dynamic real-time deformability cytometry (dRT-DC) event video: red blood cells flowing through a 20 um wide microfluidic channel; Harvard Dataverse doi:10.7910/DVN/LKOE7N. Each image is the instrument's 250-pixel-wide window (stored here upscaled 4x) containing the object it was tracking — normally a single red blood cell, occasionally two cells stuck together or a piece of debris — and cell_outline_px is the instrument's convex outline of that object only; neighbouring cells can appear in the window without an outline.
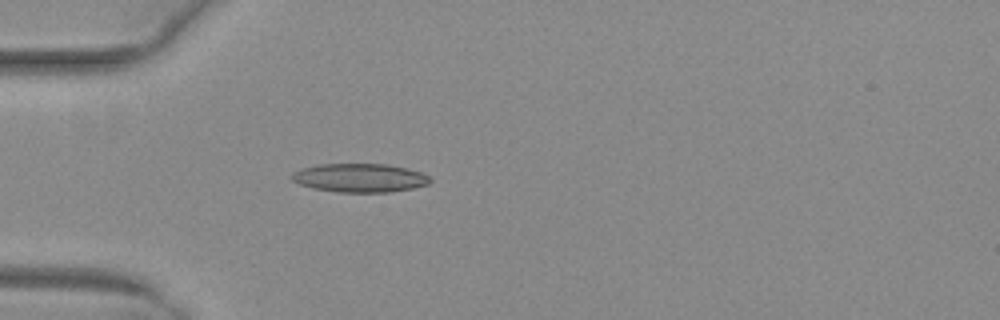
{"species": "common noctule bat (a hibernating species)", "species_latin": "Nyctalus noctula", "temperature_condition": "warm", "stored_images_in_passage": 42, "camera_frame_rate_fps": 3000, "um_per_image_px": 0.085, "animal": {"sex": "female", "body_mass_g": 29.2, "forearm_length_mm": 56.3}, "frame": {"image": 1, "passage_image": 6, "time_ms": 1.667, "image_size_px": [1000, 320], "cell_outline_px": [[432, 180], [428, 184], [412, 188], [392, 192], [336, 192], [312, 188], [300, 184], [292, 180], [288, 176], [292, 172], [300, 168], [320, 164], [388, 164], [420, 172], [428, 176]], "centroid_in_image_um": [30.52, 15.12], "position_along_channel_um": 54.5, "area_um2": 23.18}}
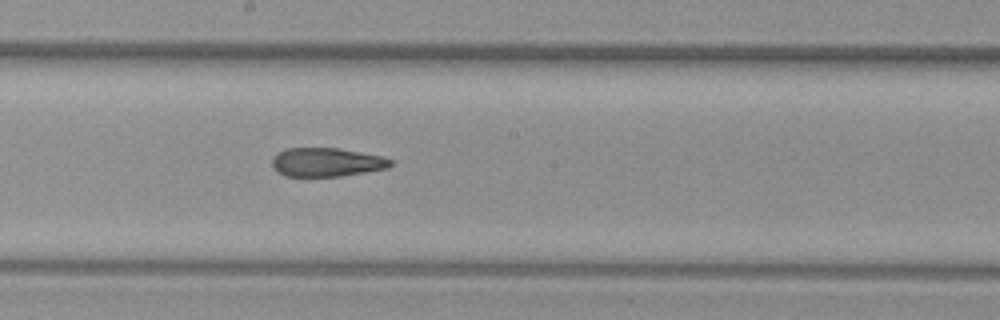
{"frame": {"image": 2, "passage_image": 19, "time_ms": 6.0, "image_size_px": [1000, 320], "cell_outline_px": [[392, 164], [388, 168], [340, 176], [284, 176], [276, 172], [272, 168], [272, 156], [276, 152], [284, 148], [340, 148], [384, 156], [392, 160]], "centroid_in_image_um": [27.72, 13.78], "position_along_channel_um": 220.5, "area_um2": 20.17}}
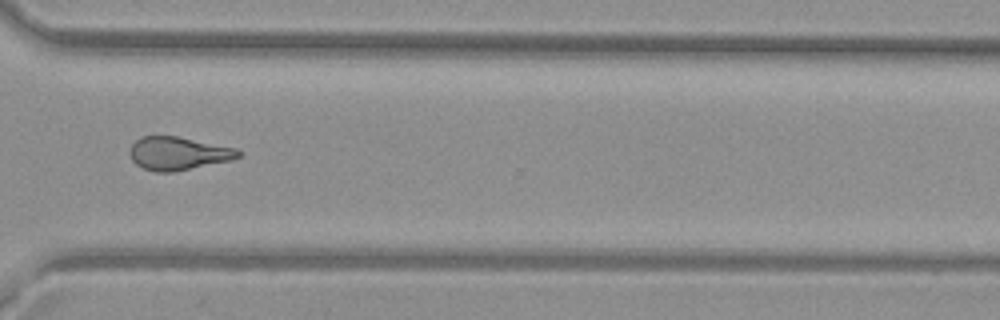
{"frame": {"image": 3, "passage_image": 29, "time_ms": 9.333, "image_size_px": [1000, 320], "cell_outline_px": [[240, 156], [232, 160], [172, 172], [156, 172], [144, 168], [136, 164], [132, 160], [128, 152], [132, 144], [136, 140], [144, 136], [176, 136], [236, 148], [240, 152]], "centroid_in_image_um": [15.12, 13.04], "position_along_channel_um": 355.5, "area_um2": 20.81}, "authors_computed_cell_mechanics": {"area_um2": 21.675, "velocity_mm_per_s": 4.0467, "shape_relaxation_time_tau1_ms": null, "shape_relaxation_time_tau2_ms": 2.4457, "deformation_change_tau1": null, "deformation_change_tau2": 0.1098}}